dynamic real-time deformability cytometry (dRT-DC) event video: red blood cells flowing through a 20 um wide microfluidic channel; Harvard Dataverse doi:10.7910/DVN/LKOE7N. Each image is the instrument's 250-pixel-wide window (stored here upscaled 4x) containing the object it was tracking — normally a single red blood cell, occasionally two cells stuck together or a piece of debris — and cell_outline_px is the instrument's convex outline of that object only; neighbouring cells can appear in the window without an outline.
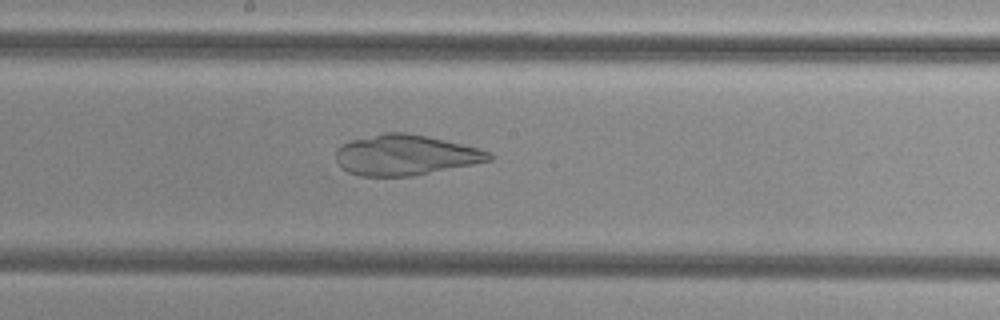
{"species": "common noctule bat (a hibernating species)", "species_latin": "Nyctalus noctula", "temperature_condition": "cold", "stored_images_in_passage": 55, "camera_frame_rate_fps": 3000, "um_per_image_px": 0.085, "animal": {"sex": "female", "body_mass_g": 29.2, "forearm_length_mm": 56.3}, "frame": {"image": 1, "passage_image": 30, "time_ms": 9.667, "image_size_px": [1000, 320], "cell_outline_px": [[492, 160], [412, 176], [360, 176], [348, 172], [336, 160], [336, 152], [344, 144], [352, 140], [384, 132], [404, 132], [428, 136], [492, 152]], "centroid_in_image_um": [34.46, 13.18], "position_along_channel_um": 213.7, "area_um2": 35.6}}
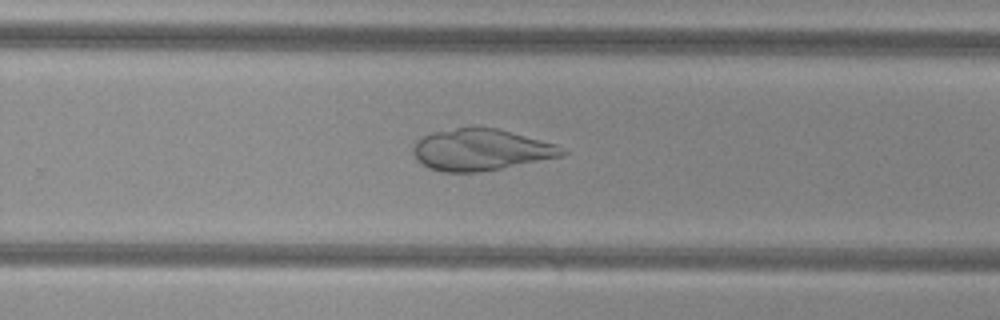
{"frame": {"image": 2, "passage_image": 36, "time_ms": 11.667, "image_size_px": [1000, 320], "cell_outline_px": [[568, 152], [564, 156], [480, 172], [444, 172], [428, 168], [416, 160], [412, 152], [412, 148], [416, 140], [420, 136], [432, 132], [472, 124], [496, 128], [556, 144]], "centroid_in_image_um": [40.82, 12.7], "position_along_channel_um": 289.0, "area_um2": 36.7}}
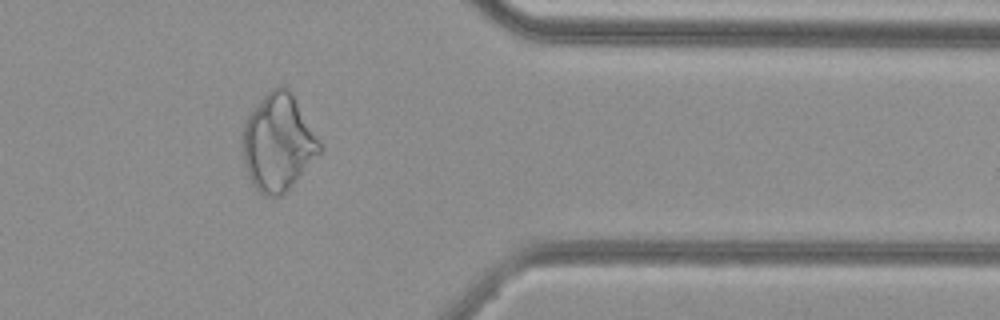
{"frame": {"image": 3, "passage_image": 45, "time_ms": 14.667, "image_size_px": [1000, 320], "cell_outline_px": [[324, 148], [284, 196], [264, 196], [252, 184], [248, 176], [244, 164], [240, 144], [240, 136], [244, 120], [264, 96], [276, 84], [280, 84], [288, 88]], "centroid_in_image_um": [23.6, 12.15], "position_along_channel_um": 387.8, "area_um2": 43.87}}